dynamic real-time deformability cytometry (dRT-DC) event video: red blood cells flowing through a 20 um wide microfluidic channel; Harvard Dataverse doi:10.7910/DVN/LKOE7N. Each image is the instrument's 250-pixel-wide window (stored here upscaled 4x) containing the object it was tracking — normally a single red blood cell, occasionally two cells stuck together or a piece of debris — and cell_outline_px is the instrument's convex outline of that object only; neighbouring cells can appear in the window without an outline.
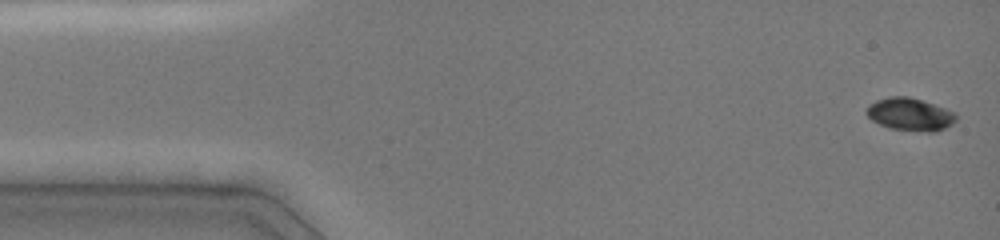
{"species": "common noctule bat (a hibernating species)", "species_latin": "Nyctalus noctula", "temperature_condition": "cold", "stored_images_in_passage": 5, "camera_frame_rate_fps": 3000, "um_per_image_px": 0.085, "animal": {"sex": "female", "body_mass_g": 19.0, "forearm_length_mm": 51.5}, "frame": {"image": 1, "passage_image": 1, "time_ms": 0.0, "image_size_px": [1000, 240], "cell_outline_px": [[956, 120], [952, 124], [936, 132], [928, 132], [888, 128], [872, 120], [864, 112], [868, 104], [876, 100], [888, 96], [908, 96], [956, 112]], "centroid_in_image_um": [77.32, 9.72], "position_along_channel_um": 7.7, "area_um2": 17.11}}
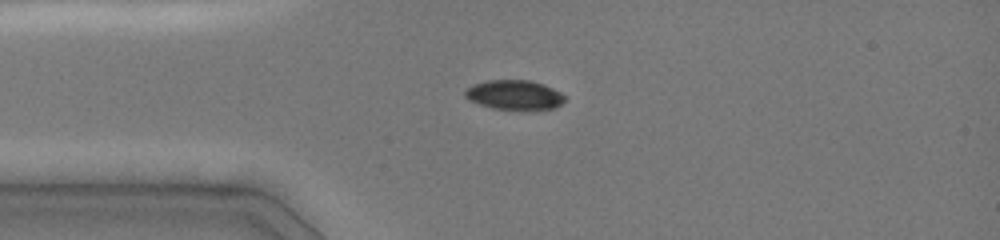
{"frame": {"image": 2, "passage_image": 4, "time_ms": 3.333, "image_size_px": [1000, 240], "cell_outline_px": [[564, 100], [556, 108], [528, 112], [492, 108], [468, 100], [464, 96], [464, 92], [472, 84], [488, 80], [528, 80], [544, 84], [560, 92], [564, 96]], "centroid_in_image_um": [43.73, 8.1], "position_along_channel_um": 41.3, "area_um2": 17.69}}